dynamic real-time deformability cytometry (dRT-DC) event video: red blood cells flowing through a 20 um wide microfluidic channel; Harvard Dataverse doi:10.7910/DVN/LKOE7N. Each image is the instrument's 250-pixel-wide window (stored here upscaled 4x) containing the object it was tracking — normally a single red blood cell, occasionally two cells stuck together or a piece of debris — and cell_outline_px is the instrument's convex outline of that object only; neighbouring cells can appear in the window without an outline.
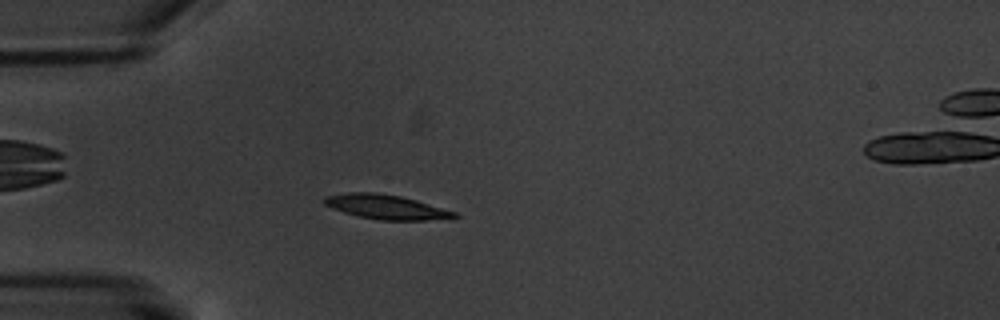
{"species": "common noctule bat (a hibernating species)", "species_latin": "Nyctalus noctula", "temperature_condition": "warm", "stored_images_in_passage": 7, "camera_frame_rate_fps": 3000, "um_per_image_px": 0.085, "animal": {"sex": "male", "body_mass_g": 20.1, "forearm_length_mm": 53.5}, "frame": {"image": 1, "passage_image": 6, "time_ms": 5.667, "image_size_px": [1000, 320], "cell_outline_px": [[460, 216], [452, 220], [380, 220], [360, 216], [344, 212], [332, 208], [324, 204], [320, 200], [324, 196], [348, 192], [376, 192], [400, 196], [416, 200], [456, 212]], "centroid_in_image_um": [32.85, 17.59], "position_along_channel_um": 52.1, "area_um2": 18.79}}